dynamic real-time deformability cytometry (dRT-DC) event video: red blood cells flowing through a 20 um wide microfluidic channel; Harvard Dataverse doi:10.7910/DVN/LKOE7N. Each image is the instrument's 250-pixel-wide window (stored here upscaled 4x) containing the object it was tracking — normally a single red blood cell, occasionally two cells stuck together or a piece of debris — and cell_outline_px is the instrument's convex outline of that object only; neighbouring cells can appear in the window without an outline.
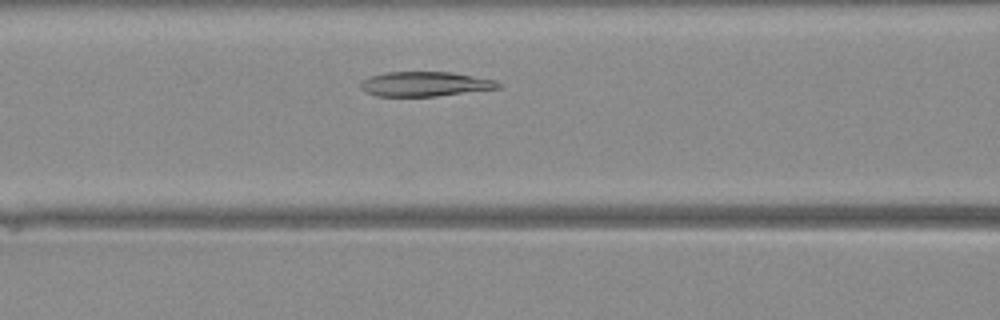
{"species": "Egyptian fruit bat (a non-hibernating species)", "species_latin": "Rousettus aegyptiacus", "temperature_condition": "warm", "stored_images_in_passage": 31, "camera_frame_rate_fps": 3000, "um_per_image_px": 0.085, "animal": {"sex": "female"}, "frame": {"image": 1, "passage_image": 7, "time_ms": 2.0, "image_size_px": [1000, 320], "cell_outline_px": [[504, 88], [436, 96], [376, 96], [364, 92], [360, 88], [360, 80], [372, 76], [388, 72], [452, 72], [496, 80], [504, 84]], "centroid_in_image_um": [36.18, 7.15], "position_along_channel_um": 130.4, "area_um2": 20.06}}
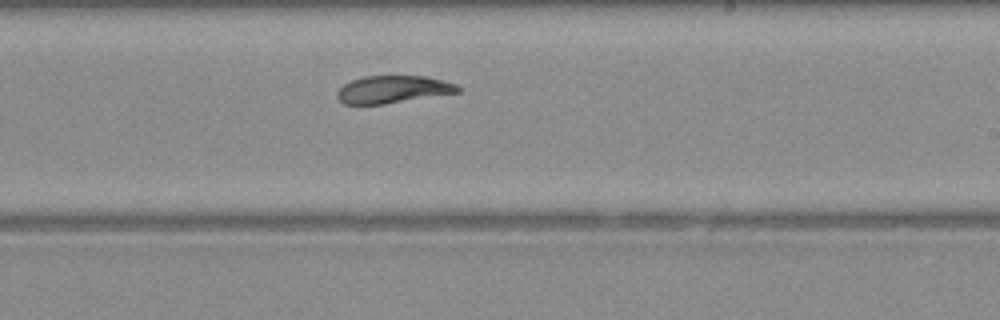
{"frame": {"image": 2, "passage_image": 15, "time_ms": 4.667, "image_size_px": [1000, 320], "cell_outline_px": [[460, 92], [384, 104], [344, 104], [336, 96], [336, 92], [344, 84], [352, 80], [364, 76], [424, 76], [456, 84], [460, 88]], "centroid_in_image_um": [33.37, 7.6], "position_along_channel_um": 255.6, "area_um2": 19.13}}
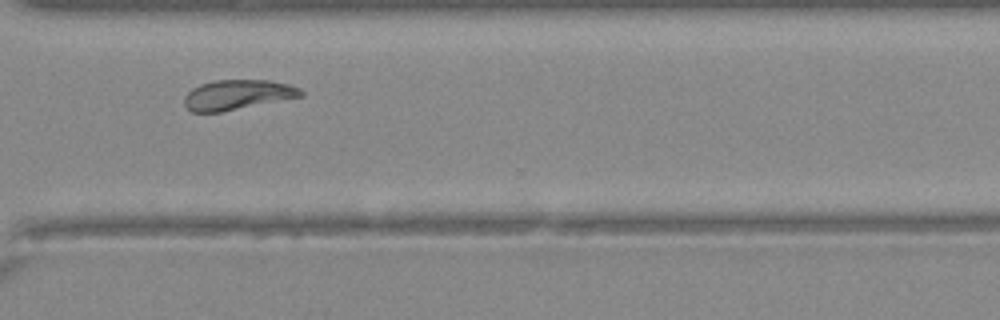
{"frame": {"image": 3, "passage_image": 21, "time_ms": 6.667, "image_size_px": [1000, 320], "cell_outline_px": [[304, 96], [220, 112], [192, 112], [184, 104], [184, 96], [192, 88], [200, 84], [216, 80], [268, 80], [288, 84], [300, 88], [304, 92]], "centroid_in_image_um": [20.19, 8.05], "position_along_channel_um": 350.4, "area_um2": 20.29}}